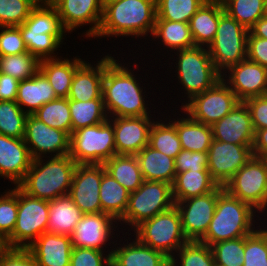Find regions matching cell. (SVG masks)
<instances>
[{
    "instance_id": "30",
    "label": "cell",
    "mask_w": 267,
    "mask_h": 266,
    "mask_svg": "<svg viewBox=\"0 0 267 266\" xmlns=\"http://www.w3.org/2000/svg\"><path fill=\"white\" fill-rule=\"evenodd\" d=\"M83 213L69 195L49 201V220L46 232L70 236Z\"/></svg>"
},
{
    "instance_id": "55",
    "label": "cell",
    "mask_w": 267,
    "mask_h": 266,
    "mask_svg": "<svg viewBox=\"0 0 267 266\" xmlns=\"http://www.w3.org/2000/svg\"><path fill=\"white\" fill-rule=\"evenodd\" d=\"M19 80L0 73V101H16Z\"/></svg>"
},
{
    "instance_id": "11",
    "label": "cell",
    "mask_w": 267,
    "mask_h": 266,
    "mask_svg": "<svg viewBox=\"0 0 267 266\" xmlns=\"http://www.w3.org/2000/svg\"><path fill=\"white\" fill-rule=\"evenodd\" d=\"M48 220L49 201L30 196L18 186L17 220L7 238L9 247L27 249L46 232Z\"/></svg>"
},
{
    "instance_id": "6",
    "label": "cell",
    "mask_w": 267,
    "mask_h": 266,
    "mask_svg": "<svg viewBox=\"0 0 267 266\" xmlns=\"http://www.w3.org/2000/svg\"><path fill=\"white\" fill-rule=\"evenodd\" d=\"M176 55V77L184 87L188 101L222 79V74L216 69L207 47L195 46L177 50Z\"/></svg>"
},
{
    "instance_id": "54",
    "label": "cell",
    "mask_w": 267,
    "mask_h": 266,
    "mask_svg": "<svg viewBox=\"0 0 267 266\" xmlns=\"http://www.w3.org/2000/svg\"><path fill=\"white\" fill-rule=\"evenodd\" d=\"M0 266H37V262L28 249L10 248L0 258Z\"/></svg>"
},
{
    "instance_id": "57",
    "label": "cell",
    "mask_w": 267,
    "mask_h": 266,
    "mask_svg": "<svg viewBox=\"0 0 267 266\" xmlns=\"http://www.w3.org/2000/svg\"><path fill=\"white\" fill-rule=\"evenodd\" d=\"M249 31L256 37L267 39V15L261 17Z\"/></svg>"
},
{
    "instance_id": "52",
    "label": "cell",
    "mask_w": 267,
    "mask_h": 266,
    "mask_svg": "<svg viewBox=\"0 0 267 266\" xmlns=\"http://www.w3.org/2000/svg\"><path fill=\"white\" fill-rule=\"evenodd\" d=\"M254 131L267 128V94L246 99Z\"/></svg>"
},
{
    "instance_id": "2",
    "label": "cell",
    "mask_w": 267,
    "mask_h": 266,
    "mask_svg": "<svg viewBox=\"0 0 267 266\" xmlns=\"http://www.w3.org/2000/svg\"><path fill=\"white\" fill-rule=\"evenodd\" d=\"M156 20V0H121L103 7V17L94 37H145L152 35Z\"/></svg>"
},
{
    "instance_id": "45",
    "label": "cell",
    "mask_w": 267,
    "mask_h": 266,
    "mask_svg": "<svg viewBox=\"0 0 267 266\" xmlns=\"http://www.w3.org/2000/svg\"><path fill=\"white\" fill-rule=\"evenodd\" d=\"M267 227L244 237L243 266H267Z\"/></svg>"
},
{
    "instance_id": "1",
    "label": "cell",
    "mask_w": 267,
    "mask_h": 266,
    "mask_svg": "<svg viewBox=\"0 0 267 266\" xmlns=\"http://www.w3.org/2000/svg\"><path fill=\"white\" fill-rule=\"evenodd\" d=\"M118 61L109 54L104 56L102 97L108 117L150 116L151 110L144 100L146 91L139 84L142 81L136 80L126 62L124 65Z\"/></svg>"
},
{
    "instance_id": "7",
    "label": "cell",
    "mask_w": 267,
    "mask_h": 266,
    "mask_svg": "<svg viewBox=\"0 0 267 266\" xmlns=\"http://www.w3.org/2000/svg\"><path fill=\"white\" fill-rule=\"evenodd\" d=\"M133 231L140 243L163 252L168 258L176 257L177 250L188 242L176 206L143 221Z\"/></svg>"
},
{
    "instance_id": "47",
    "label": "cell",
    "mask_w": 267,
    "mask_h": 266,
    "mask_svg": "<svg viewBox=\"0 0 267 266\" xmlns=\"http://www.w3.org/2000/svg\"><path fill=\"white\" fill-rule=\"evenodd\" d=\"M38 2V0H0V27L22 25Z\"/></svg>"
},
{
    "instance_id": "53",
    "label": "cell",
    "mask_w": 267,
    "mask_h": 266,
    "mask_svg": "<svg viewBox=\"0 0 267 266\" xmlns=\"http://www.w3.org/2000/svg\"><path fill=\"white\" fill-rule=\"evenodd\" d=\"M247 59L267 68V39L256 37L249 31L247 37Z\"/></svg>"
},
{
    "instance_id": "51",
    "label": "cell",
    "mask_w": 267,
    "mask_h": 266,
    "mask_svg": "<svg viewBox=\"0 0 267 266\" xmlns=\"http://www.w3.org/2000/svg\"><path fill=\"white\" fill-rule=\"evenodd\" d=\"M174 164L176 174L189 170H208V153L182 149L174 159Z\"/></svg>"
},
{
    "instance_id": "28",
    "label": "cell",
    "mask_w": 267,
    "mask_h": 266,
    "mask_svg": "<svg viewBox=\"0 0 267 266\" xmlns=\"http://www.w3.org/2000/svg\"><path fill=\"white\" fill-rule=\"evenodd\" d=\"M85 62L80 57L73 59H44L39 71L47 78L57 97L67 98L75 71Z\"/></svg>"
},
{
    "instance_id": "5",
    "label": "cell",
    "mask_w": 267,
    "mask_h": 266,
    "mask_svg": "<svg viewBox=\"0 0 267 266\" xmlns=\"http://www.w3.org/2000/svg\"><path fill=\"white\" fill-rule=\"evenodd\" d=\"M256 212L258 211L251 205L240 201L224 189L218 196L213 218L200 242L211 246L220 241L245 237L253 233Z\"/></svg>"
},
{
    "instance_id": "25",
    "label": "cell",
    "mask_w": 267,
    "mask_h": 266,
    "mask_svg": "<svg viewBox=\"0 0 267 266\" xmlns=\"http://www.w3.org/2000/svg\"><path fill=\"white\" fill-rule=\"evenodd\" d=\"M94 66L85 61L75 71L67 97L68 100L89 101L92 99H103L104 56Z\"/></svg>"
},
{
    "instance_id": "43",
    "label": "cell",
    "mask_w": 267,
    "mask_h": 266,
    "mask_svg": "<svg viewBox=\"0 0 267 266\" xmlns=\"http://www.w3.org/2000/svg\"><path fill=\"white\" fill-rule=\"evenodd\" d=\"M40 60L29 52L0 56V73L10 75L19 81L30 79L38 71Z\"/></svg>"
},
{
    "instance_id": "41",
    "label": "cell",
    "mask_w": 267,
    "mask_h": 266,
    "mask_svg": "<svg viewBox=\"0 0 267 266\" xmlns=\"http://www.w3.org/2000/svg\"><path fill=\"white\" fill-rule=\"evenodd\" d=\"M203 0H156V20L189 23Z\"/></svg>"
},
{
    "instance_id": "18",
    "label": "cell",
    "mask_w": 267,
    "mask_h": 266,
    "mask_svg": "<svg viewBox=\"0 0 267 266\" xmlns=\"http://www.w3.org/2000/svg\"><path fill=\"white\" fill-rule=\"evenodd\" d=\"M50 3L56 8L66 32L89 24L91 27L84 32L86 38L97 35L103 17L101 0H51Z\"/></svg>"
},
{
    "instance_id": "22",
    "label": "cell",
    "mask_w": 267,
    "mask_h": 266,
    "mask_svg": "<svg viewBox=\"0 0 267 266\" xmlns=\"http://www.w3.org/2000/svg\"><path fill=\"white\" fill-rule=\"evenodd\" d=\"M213 139L253 147L255 131L245 102L240 101L227 115L212 126Z\"/></svg>"
},
{
    "instance_id": "15",
    "label": "cell",
    "mask_w": 267,
    "mask_h": 266,
    "mask_svg": "<svg viewBox=\"0 0 267 266\" xmlns=\"http://www.w3.org/2000/svg\"><path fill=\"white\" fill-rule=\"evenodd\" d=\"M23 139L33 159L43 157L48 159L46 156L50 153L51 157H60L70 152V135L65 131L49 127L33 114H28L26 118Z\"/></svg>"
},
{
    "instance_id": "29",
    "label": "cell",
    "mask_w": 267,
    "mask_h": 266,
    "mask_svg": "<svg viewBox=\"0 0 267 266\" xmlns=\"http://www.w3.org/2000/svg\"><path fill=\"white\" fill-rule=\"evenodd\" d=\"M221 3L204 2L189 22L195 46L207 47L213 42L220 16L224 13Z\"/></svg>"
},
{
    "instance_id": "38",
    "label": "cell",
    "mask_w": 267,
    "mask_h": 266,
    "mask_svg": "<svg viewBox=\"0 0 267 266\" xmlns=\"http://www.w3.org/2000/svg\"><path fill=\"white\" fill-rule=\"evenodd\" d=\"M161 121H154L150 128L149 146L175 159L182 150L176 127L170 119Z\"/></svg>"
},
{
    "instance_id": "42",
    "label": "cell",
    "mask_w": 267,
    "mask_h": 266,
    "mask_svg": "<svg viewBox=\"0 0 267 266\" xmlns=\"http://www.w3.org/2000/svg\"><path fill=\"white\" fill-rule=\"evenodd\" d=\"M176 253V258H170V266H215L211 247L200 241H188Z\"/></svg>"
},
{
    "instance_id": "31",
    "label": "cell",
    "mask_w": 267,
    "mask_h": 266,
    "mask_svg": "<svg viewBox=\"0 0 267 266\" xmlns=\"http://www.w3.org/2000/svg\"><path fill=\"white\" fill-rule=\"evenodd\" d=\"M144 180L173 184L176 177L174 158L149 145L136 154Z\"/></svg>"
},
{
    "instance_id": "48",
    "label": "cell",
    "mask_w": 267,
    "mask_h": 266,
    "mask_svg": "<svg viewBox=\"0 0 267 266\" xmlns=\"http://www.w3.org/2000/svg\"><path fill=\"white\" fill-rule=\"evenodd\" d=\"M4 193L0 196V233L7 239L13 233L17 220L18 186Z\"/></svg>"
},
{
    "instance_id": "4",
    "label": "cell",
    "mask_w": 267,
    "mask_h": 266,
    "mask_svg": "<svg viewBox=\"0 0 267 266\" xmlns=\"http://www.w3.org/2000/svg\"><path fill=\"white\" fill-rule=\"evenodd\" d=\"M27 51L40 61L59 58L53 54L63 44V29L56 8L50 2H38L29 17L20 25Z\"/></svg>"
},
{
    "instance_id": "36",
    "label": "cell",
    "mask_w": 267,
    "mask_h": 266,
    "mask_svg": "<svg viewBox=\"0 0 267 266\" xmlns=\"http://www.w3.org/2000/svg\"><path fill=\"white\" fill-rule=\"evenodd\" d=\"M152 37L160 39L163 46L177 50L195 47L189 23L155 20Z\"/></svg>"
},
{
    "instance_id": "60",
    "label": "cell",
    "mask_w": 267,
    "mask_h": 266,
    "mask_svg": "<svg viewBox=\"0 0 267 266\" xmlns=\"http://www.w3.org/2000/svg\"><path fill=\"white\" fill-rule=\"evenodd\" d=\"M115 1H121V0H101V3L103 5V7H104L106 4H108L110 2H115Z\"/></svg>"
},
{
    "instance_id": "9",
    "label": "cell",
    "mask_w": 267,
    "mask_h": 266,
    "mask_svg": "<svg viewBox=\"0 0 267 266\" xmlns=\"http://www.w3.org/2000/svg\"><path fill=\"white\" fill-rule=\"evenodd\" d=\"M175 206L172 185L163 181L144 180L141 186L129 194L127 209L120 220L134 229L143 221ZM127 223V224H126Z\"/></svg>"
},
{
    "instance_id": "8",
    "label": "cell",
    "mask_w": 267,
    "mask_h": 266,
    "mask_svg": "<svg viewBox=\"0 0 267 266\" xmlns=\"http://www.w3.org/2000/svg\"><path fill=\"white\" fill-rule=\"evenodd\" d=\"M116 155L113 124L105 122L75 130L69 156L76 164H104Z\"/></svg>"
},
{
    "instance_id": "26",
    "label": "cell",
    "mask_w": 267,
    "mask_h": 266,
    "mask_svg": "<svg viewBox=\"0 0 267 266\" xmlns=\"http://www.w3.org/2000/svg\"><path fill=\"white\" fill-rule=\"evenodd\" d=\"M127 245L112 249L111 266H170V258L163 252L140 243L136 238Z\"/></svg>"
},
{
    "instance_id": "58",
    "label": "cell",
    "mask_w": 267,
    "mask_h": 266,
    "mask_svg": "<svg viewBox=\"0 0 267 266\" xmlns=\"http://www.w3.org/2000/svg\"><path fill=\"white\" fill-rule=\"evenodd\" d=\"M10 249L7 239L0 233V258Z\"/></svg>"
},
{
    "instance_id": "61",
    "label": "cell",
    "mask_w": 267,
    "mask_h": 266,
    "mask_svg": "<svg viewBox=\"0 0 267 266\" xmlns=\"http://www.w3.org/2000/svg\"><path fill=\"white\" fill-rule=\"evenodd\" d=\"M265 15H267V0L265 2Z\"/></svg>"
},
{
    "instance_id": "19",
    "label": "cell",
    "mask_w": 267,
    "mask_h": 266,
    "mask_svg": "<svg viewBox=\"0 0 267 266\" xmlns=\"http://www.w3.org/2000/svg\"><path fill=\"white\" fill-rule=\"evenodd\" d=\"M227 71L223 72L222 80L240 101L267 94V68L246 58Z\"/></svg>"
},
{
    "instance_id": "62",
    "label": "cell",
    "mask_w": 267,
    "mask_h": 266,
    "mask_svg": "<svg viewBox=\"0 0 267 266\" xmlns=\"http://www.w3.org/2000/svg\"><path fill=\"white\" fill-rule=\"evenodd\" d=\"M39 2H50L51 0H38Z\"/></svg>"
},
{
    "instance_id": "34",
    "label": "cell",
    "mask_w": 267,
    "mask_h": 266,
    "mask_svg": "<svg viewBox=\"0 0 267 266\" xmlns=\"http://www.w3.org/2000/svg\"><path fill=\"white\" fill-rule=\"evenodd\" d=\"M104 167L106 172L130 193L144 182L136 155L116 154L104 163Z\"/></svg>"
},
{
    "instance_id": "59",
    "label": "cell",
    "mask_w": 267,
    "mask_h": 266,
    "mask_svg": "<svg viewBox=\"0 0 267 266\" xmlns=\"http://www.w3.org/2000/svg\"><path fill=\"white\" fill-rule=\"evenodd\" d=\"M204 2H209V3H223L225 0H203Z\"/></svg>"
},
{
    "instance_id": "23",
    "label": "cell",
    "mask_w": 267,
    "mask_h": 266,
    "mask_svg": "<svg viewBox=\"0 0 267 266\" xmlns=\"http://www.w3.org/2000/svg\"><path fill=\"white\" fill-rule=\"evenodd\" d=\"M32 161L23 138L0 134V177L18 186L24 180Z\"/></svg>"
},
{
    "instance_id": "44",
    "label": "cell",
    "mask_w": 267,
    "mask_h": 266,
    "mask_svg": "<svg viewBox=\"0 0 267 266\" xmlns=\"http://www.w3.org/2000/svg\"><path fill=\"white\" fill-rule=\"evenodd\" d=\"M27 116L16 101H0V134L24 138Z\"/></svg>"
},
{
    "instance_id": "46",
    "label": "cell",
    "mask_w": 267,
    "mask_h": 266,
    "mask_svg": "<svg viewBox=\"0 0 267 266\" xmlns=\"http://www.w3.org/2000/svg\"><path fill=\"white\" fill-rule=\"evenodd\" d=\"M210 247L216 266H243L244 237L220 241Z\"/></svg>"
},
{
    "instance_id": "20",
    "label": "cell",
    "mask_w": 267,
    "mask_h": 266,
    "mask_svg": "<svg viewBox=\"0 0 267 266\" xmlns=\"http://www.w3.org/2000/svg\"><path fill=\"white\" fill-rule=\"evenodd\" d=\"M112 118L108 120L113 124L116 154L136 155L149 145V132L154 122L150 119L152 115Z\"/></svg>"
},
{
    "instance_id": "49",
    "label": "cell",
    "mask_w": 267,
    "mask_h": 266,
    "mask_svg": "<svg viewBox=\"0 0 267 266\" xmlns=\"http://www.w3.org/2000/svg\"><path fill=\"white\" fill-rule=\"evenodd\" d=\"M111 254L89 248L73 247L71 251L70 266H111Z\"/></svg>"
},
{
    "instance_id": "17",
    "label": "cell",
    "mask_w": 267,
    "mask_h": 266,
    "mask_svg": "<svg viewBox=\"0 0 267 266\" xmlns=\"http://www.w3.org/2000/svg\"><path fill=\"white\" fill-rule=\"evenodd\" d=\"M105 171L104 164H77L68 195L83 214L102 212L99 189Z\"/></svg>"
},
{
    "instance_id": "33",
    "label": "cell",
    "mask_w": 267,
    "mask_h": 266,
    "mask_svg": "<svg viewBox=\"0 0 267 266\" xmlns=\"http://www.w3.org/2000/svg\"><path fill=\"white\" fill-rule=\"evenodd\" d=\"M187 117V118H185ZM182 117L177 116L171 120L175 125L176 131L184 150L191 152H208L213 140L212 128L209 125L193 120L189 115Z\"/></svg>"
},
{
    "instance_id": "37",
    "label": "cell",
    "mask_w": 267,
    "mask_h": 266,
    "mask_svg": "<svg viewBox=\"0 0 267 266\" xmlns=\"http://www.w3.org/2000/svg\"><path fill=\"white\" fill-rule=\"evenodd\" d=\"M72 133L87 126L96 125L109 119L103 99L89 101L69 100Z\"/></svg>"
},
{
    "instance_id": "32",
    "label": "cell",
    "mask_w": 267,
    "mask_h": 266,
    "mask_svg": "<svg viewBox=\"0 0 267 266\" xmlns=\"http://www.w3.org/2000/svg\"><path fill=\"white\" fill-rule=\"evenodd\" d=\"M218 186L212 179L209 170H189L177 173L172 184L174 203L210 193Z\"/></svg>"
},
{
    "instance_id": "39",
    "label": "cell",
    "mask_w": 267,
    "mask_h": 266,
    "mask_svg": "<svg viewBox=\"0 0 267 266\" xmlns=\"http://www.w3.org/2000/svg\"><path fill=\"white\" fill-rule=\"evenodd\" d=\"M33 115L49 127L72 133L68 98H56L41 106Z\"/></svg>"
},
{
    "instance_id": "21",
    "label": "cell",
    "mask_w": 267,
    "mask_h": 266,
    "mask_svg": "<svg viewBox=\"0 0 267 266\" xmlns=\"http://www.w3.org/2000/svg\"><path fill=\"white\" fill-rule=\"evenodd\" d=\"M113 222L119 224L116 219L104 212L83 214L70 235L72 246L105 251L106 242L114 237L113 230L117 228Z\"/></svg>"
},
{
    "instance_id": "50",
    "label": "cell",
    "mask_w": 267,
    "mask_h": 266,
    "mask_svg": "<svg viewBox=\"0 0 267 266\" xmlns=\"http://www.w3.org/2000/svg\"><path fill=\"white\" fill-rule=\"evenodd\" d=\"M0 56L17 55L28 52L19 26L0 27Z\"/></svg>"
},
{
    "instance_id": "24",
    "label": "cell",
    "mask_w": 267,
    "mask_h": 266,
    "mask_svg": "<svg viewBox=\"0 0 267 266\" xmlns=\"http://www.w3.org/2000/svg\"><path fill=\"white\" fill-rule=\"evenodd\" d=\"M72 248L71 236L45 232L27 249L37 266H70Z\"/></svg>"
},
{
    "instance_id": "14",
    "label": "cell",
    "mask_w": 267,
    "mask_h": 266,
    "mask_svg": "<svg viewBox=\"0 0 267 266\" xmlns=\"http://www.w3.org/2000/svg\"><path fill=\"white\" fill-rule=\"evenodd\" d=\"M223 190V186H218L210 193L175 203L188 241H200L205 236L214 215L218 196Z\"/></svg>"
},
{
    "instance_id": "16",
    "label": "cell",
    "mask_w": 267,
    "mask_h": 266,
    "mask_svg": "<svg viewBox=\"0 0 267 266\" xmlns=\"http://www.w3.org/2000/svg\"><path fill=\"white\" fill-rule=\"evenodd\" d=\"M207 153V169L212 179L223 187L253 156L252 147L214 139Z\"/></svg>"
},
{
    "instance_id": "12",
    "label": "cell",
    "mask_w": 267,
    "mask_h": 266,
    "mask_svg": "<svg viewBox=\"0 0 267 266\" xmlns=\"http://www.w3.org/2000/svg\"><path fill=\"white\" fill-rule=\"evenodd\" d=\"M224 189L240 201L248 203L256 211L267 210V161L265 158L252 156L232 178Z\"/></svg>"
},
{
    "instance_id": "27",
    "label": "cell",
    "mask_w": 267,
    "mask_h": 266,
    "mask_svg": "<svg viewBox=\"0 0 267 266\" xmlns=\"http://www.w3.org/2000/svg\"><path fill=\"white\" fill-rule=\"evenodd\" d=\"M56 98L58 97L54 89L40 71L30 79L19 82L16 103L27 114H33L41 106Z\"/></svg>"
},
{
    "instance_id": "10",
    "label": "cell",
    "mask_w": 267,
    "mask_h": 266,
    "mask_svg": "<svg viewBox=\"0 0 267 266\" xmlns=\"http://www.w3.org/2000/svg\"><path fill=\"white\" fill-rule=\"evenodd\" d=\"M248 34L249 30L226 12L220 16L215 38L208 46V51L221 74L247 58Z\"/></svg>"
},
{
    "instance_id": "3",
    "label": "cell",
    "mask_w": 267,
    "mask_h": 266,
    "mask_svg": "<svg viewBox=\"0 0 267 266\" xmlns=\"http://www.w3.org/2000/svg\"><path fill=\"white\" fill-rule=\"evenodd\" d=\"M33 159L24 180L18 185L25 193L52 201L68 195L77 164L68 155ZM44 162V163H43Z\"/></svg>"
},
{
    "instance_id": "35",
    "label": "cell",
    "mask_w": 267,
    "mask_h": 266,
    "mask_svg": "<svg viewBox=\"0 0 267 266\" xmlns=\"http://www.w3.org/2000/svg\"><path fill=\"white\" fill-rule=\"evenodd\" d=\"M129 194L109 173H103L99 189L102 212L120 222L127 209Z\"/></svg>"
},
{
    "instance_id": "13",
    "label": "cell",
    "mask_w": 267,
    "mask_h": 266,
    "mask_svg": "<svg viewBox=\"0 0 267 266\" xmlns=\"http://www.w3.org/2000/svg\"><path fill=\"white\" fill-rule=\"evenodd\" d=\"M186 102L182 103L184 105L180 108L186 115L197 122L212 126L227 115L240 100L220 79L213 87Z\"/></svg>"
},
{
    "instance_id": "40",
    "label": "cell",
    "mask_w": 267,
    "mask_h": 266,
    "mask_svg": "<svg viewBox=\"0 0 267 266\" xmlns=\"http://www.w3.org/2000/svg\"><path fill=\"white\" fill-rule=\"evenodd\" d=\"M266 0H225L224 11L244 28L250 30L265 15Z\"/></svg>"
},
{
    "instance_id": "56",
    "label": "cell",
    "mask_w": 267,
    "mask_h": 266,
    "mask_svg": "<svg viewBox=\"0 0 267 266\" xmlns=\"http://www.w3.org/2000/svg\"><path fill=\"white\" fill-rule=\"evenodd\" d=\"M252 152L256 157L265 158L267 156V128L255 132Z\"/></svg>"
}]
</instances>
